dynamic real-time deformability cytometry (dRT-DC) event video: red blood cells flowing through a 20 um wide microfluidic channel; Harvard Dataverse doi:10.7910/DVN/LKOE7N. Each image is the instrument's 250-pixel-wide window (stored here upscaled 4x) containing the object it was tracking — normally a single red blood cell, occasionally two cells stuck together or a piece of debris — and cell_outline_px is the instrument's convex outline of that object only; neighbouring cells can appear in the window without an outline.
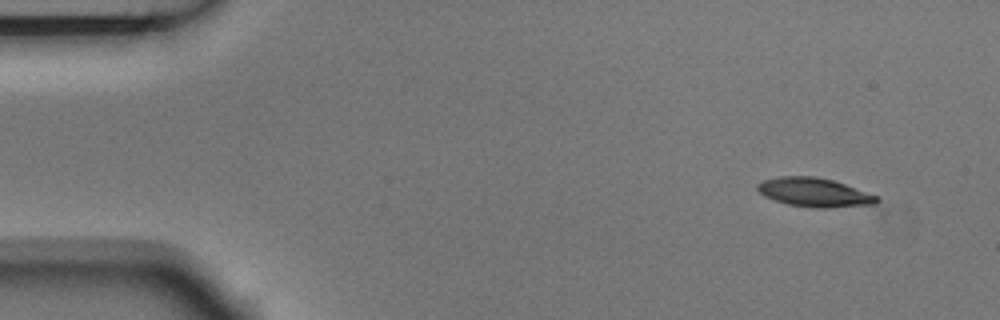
{"species": "Egyptian fruit bat (a non-hibernating species)", "species_latin": "Rousettus aegyptiacus", "temperature_condition": "room temperature", "stored_images_in_passage": 7, "camera_frame_rate_fps": 3000, "um_per_image_px": 0.085, "animal": {"sex": "male"}, "frame": {"image": 1, "passage_image": 1, "time_ms": 0.0, "image_size_px": [1000, 320], "cell_outline_px": [[880, 200], [876, 204], [828, 208], [816, 208], [788, 204], [764, 196], [756, 188], [756, 184], [764, 180], [780, 176], [812, 176], [832, 180], [880, 196]], "centroid_in_image_um": [69.25, 16.35], "position_along_channel_um": 15.8, "area_um2": 20.06}}
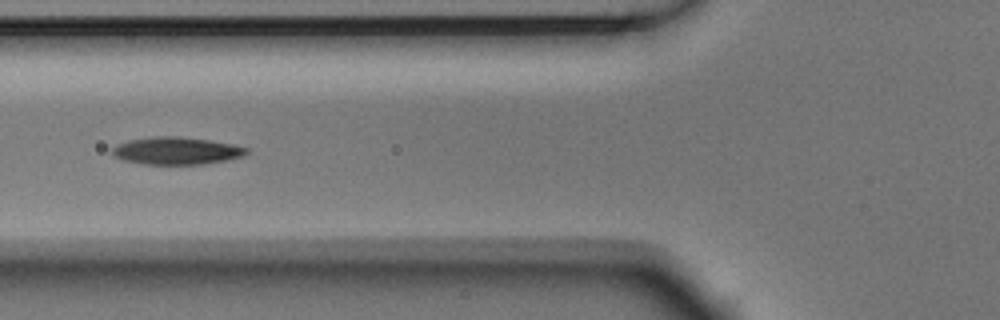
{"frame": {"image": 2, "passage_image": 5, "time_ms": 1.333, "image_size_px": [1000, 320], "cell_outline_px": [[248, 152], [244, 156], [204, 164], [144, 164], [124, 160], [116, 156], [112, 152], [112, 148], [116, 144], [128, 140], [152, 136], [176, 136], [208, 140], [232, 144], [248, 148]], "centroid_in_image_um": [14.98, 12.81], "position_along_channel_um": 110.8, "area_um2": 21.33}}
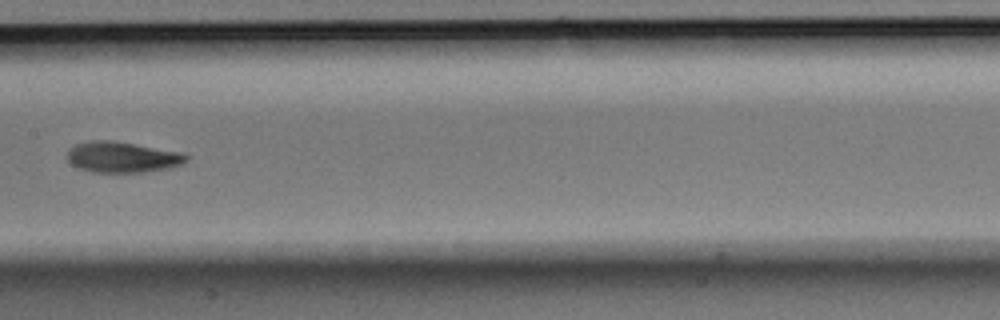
{"frame": {"image": 3, "passage_image": 7, "time_ms": 2.0, "image_size_px": [1000, 320], "cell_outline_px": [[188, 160], [172, 168], [144, 172], [92, 172], [80, 168], [72, 164], [68, 160], [68, 148], [76, 144], [92, 140], [112, 140], [184, 152], [188, 156]], "centroid_in_image_um": [10.43, 13.35], "position_along_channel_um": 197.0, "area_um2": 21.5}}